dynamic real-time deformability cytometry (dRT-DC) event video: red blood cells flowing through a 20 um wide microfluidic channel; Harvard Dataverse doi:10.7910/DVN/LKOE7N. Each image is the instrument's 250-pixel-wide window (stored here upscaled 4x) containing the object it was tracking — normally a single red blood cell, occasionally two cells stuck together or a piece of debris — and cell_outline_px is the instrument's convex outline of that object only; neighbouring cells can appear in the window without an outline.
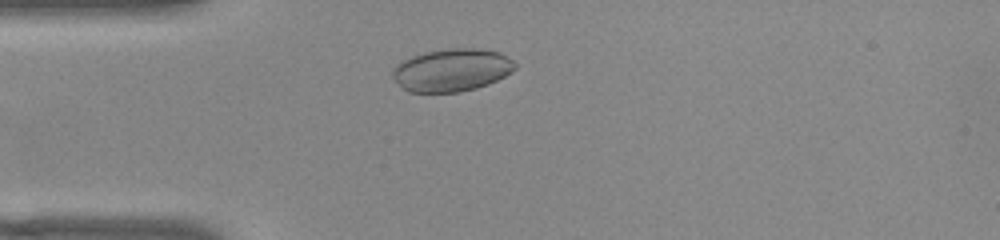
{"species": "common noctule bat (a hibernating species)", "species_latin": "Nyctalus noctula", "temperature_condition": "warm", "stored_images_in_passage": 38, "camera_frame_rate_fps": 3000, "um_per_image_px": 0.085, "animal": {"sex": "female", "body_mass_g": 22.0, "forearm_length_mm": 56.7}, "frame": {"image": 1, "passage_image": 6, "time_ms": 1.667, "image_size_px": [1000, 240], "cell_outline_px": [[516, 68], [512, 72], [488, 84], [476, 88], [460, 92], [408, 92], [392, 76], [392, 68], [396, 64], [412, 56], [424, 52], [448, 48], [476, 48], [500, 52], [512, 60], [516, 64]], "centroid_in_image_um": [38.41, 5.95], "position_along_channel_um": 46.6, "area_um2": 30.46}}
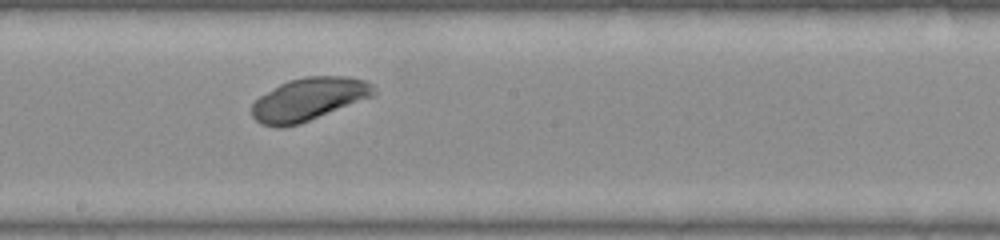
{"frame": {"image": 2, "passage_image": 21, "time_ms": 6.667, "image_size_px": [1000, 240], "cell_outline_px": [[376, 96], [300, 124], [284, 128], [276, 128], [260, 124], [252, 116], [252, 104], [260, 96], [280, 84], [288, 80], [304, 76], [348, 76], [368, 80], [376, 88]], "centroid_in_image_um": [26.29, 8.44], "position_along_channel_um": 221.9, "area_um2": 31.04}}
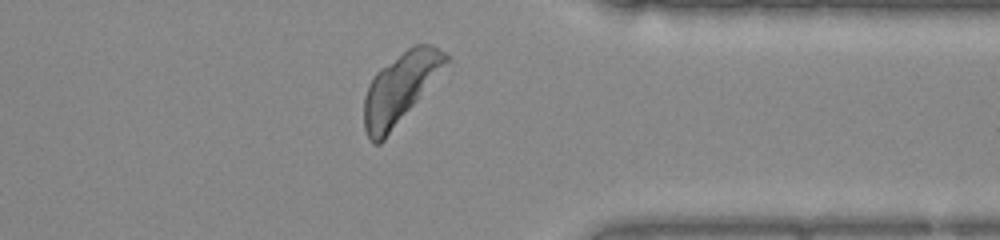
{"frame": {"image": 3, "passage_image": 34, "time_ms": 11.0, "image_size_px": [1000, 240], "cell_outline_px": [[452, 60], [384, 140], [380, 144], [372, 144], [368, 140], [364, 128], [364, 96], [368, 84], [376, 72], [380, 68], [408, 48], [416, 44], [432, 44], [444, 52]], "centroid_in_image_um": [34.01, 7.5], "position_along_channel_um": 377.4, "area_um2": 33.52}}